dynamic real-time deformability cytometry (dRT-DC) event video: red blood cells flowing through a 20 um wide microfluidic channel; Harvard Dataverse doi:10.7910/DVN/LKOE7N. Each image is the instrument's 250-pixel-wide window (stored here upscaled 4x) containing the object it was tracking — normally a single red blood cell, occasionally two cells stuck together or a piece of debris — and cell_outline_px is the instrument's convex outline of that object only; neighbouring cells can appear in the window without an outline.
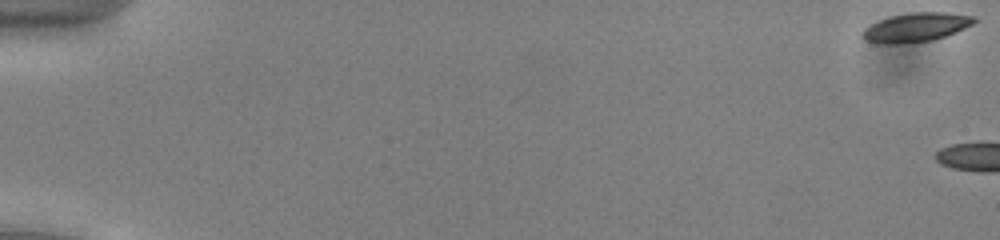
{"species": "common noctule bat (a hibernating species)", "species_latin": "Nyctalus noctula", "temperature_condition": "cold", "stored_images_in_passage": 4, "camera_frame_rate_fps": 3000, "um_per_image_px": 0.085, "animal": {"sex": "male", "body_mass_g": 13.0, "forearm_length_mm": 53.1}, "frame": {"image": 1, "passage_image": 1, "time_ms": 0.0, "image_size_px": [1000, 240], "cell_outline_px": [[976, 20], [972, 24], [964, 28], [944, 36], [932, 40], [896, 44], [884, 44], [864, 40], [864, 32], [872, 24], [880, 20], [892, 16], [912, 12], [944, 12], [972, 16]], "centroid_in_image_um": [77.88, 2.32], "position_along_channel_um": 7.1, "area_um2": 18.26}}